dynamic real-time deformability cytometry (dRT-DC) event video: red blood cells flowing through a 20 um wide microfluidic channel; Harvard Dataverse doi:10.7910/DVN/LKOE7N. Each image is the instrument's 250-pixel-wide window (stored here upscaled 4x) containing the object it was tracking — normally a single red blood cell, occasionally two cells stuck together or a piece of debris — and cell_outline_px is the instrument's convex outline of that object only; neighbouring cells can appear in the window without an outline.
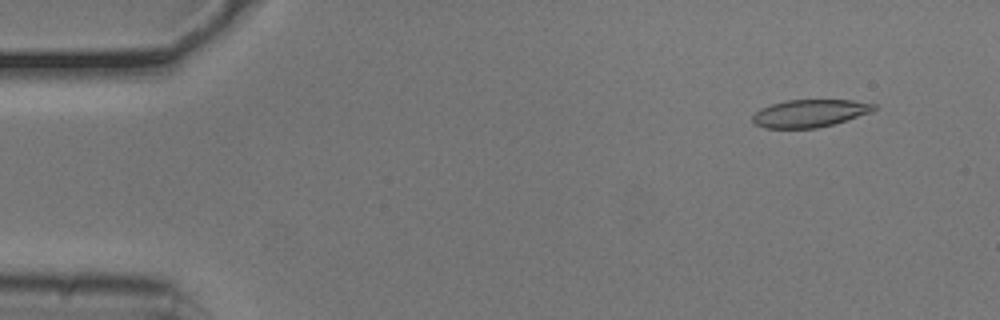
{"species": "common noctule bat (a hibernating species)", "species_latin": "Nyctalus noctula", "temperature_condition": "cold", "stored_images_in_passage": 53, "camera_frame_rate_fps": 3000, "um_per_image_px": 0.085, "animal": {"sex": "male", "body_mass_g": 20.5, "forearm_length_mm": 52.5}, "frame": {"image": 1, "passage_image": 5, "time_ms": 1.333, "image_size_px": [1000, 320], "cell_outline_px": [[876, 108], [872, 112], [832, 124], [816, 128], [764, 128], [756, 124], [752, 120], [752, 116], [760, 108], [772, 104], [788, 100], [852, 100], [876, 104]], "centroid_in_image_um": [68.83, 9.63], "position_along_channel_um": 16.2, "area_um2": 19.36}}
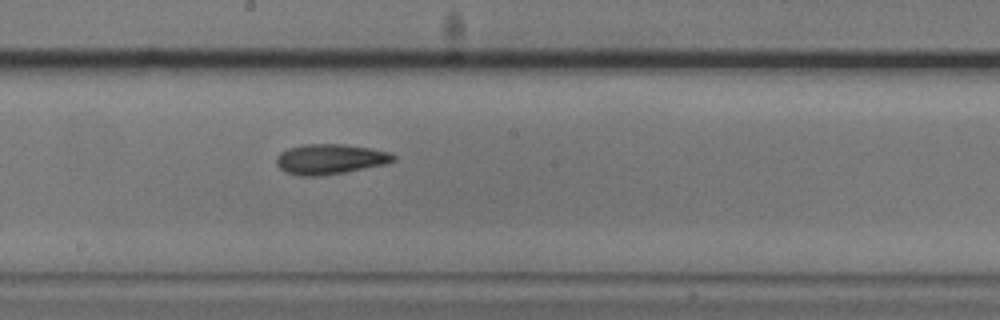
{"frame": {"image": 2, "passage_image": 29, "time_ms": 9.333, "image_size_px": [1000, 320], "cell_outline_px": [[396, 160], [388, 164], [344, 172], [320, 176], [300, 176], [284, 172], [276, 164], [276, 156], [280, 152], [288, 148], [304, 144], [344, 144], [372, 148], [388, 152], [396, 156]], "centroid_in_image_um": [28.05, 13.52], "position_along_channel_um": 220.1, "area_um2": 20.81}}
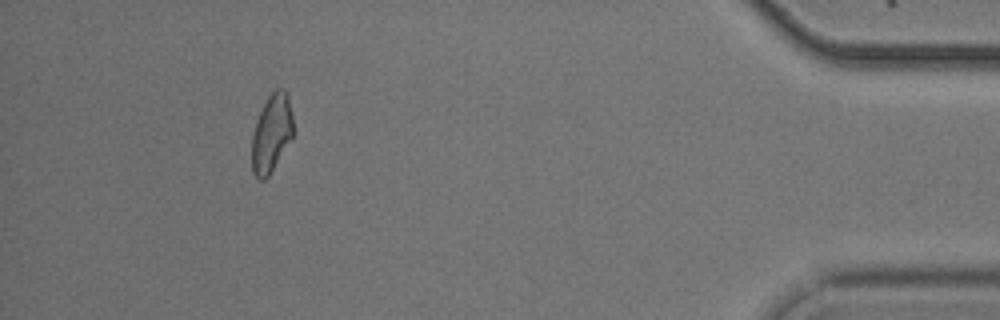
{"frame": {"image": 3, "passage_image": 49, "time_ms": 16.0, "image_size_px": [1000, 320], "cell_outline_px": [[292, 136], [268, 176], [264, 180], [260, 180], [252, 172], [252, 136], [256, 120], [268, 96], [276, 88], [284, 88], [288, 92], [292, 116]], "centroid_in_image_um": [23.07, 11.28], "position_along_channel_um": 412.1, "area_um2": 18.5}, "authors_computed_cell_mechanics": {"area_um2": 20.0566, "velocity_mm_per_s": 3.7874, "shape_relaxation_time_tau1_ms": 5.1413, "shape_relaxation_time_tau2_ms": 3.9893, "deformation_change_tau1": 0.1048, "deformation_change_tau2": 0.0967}}